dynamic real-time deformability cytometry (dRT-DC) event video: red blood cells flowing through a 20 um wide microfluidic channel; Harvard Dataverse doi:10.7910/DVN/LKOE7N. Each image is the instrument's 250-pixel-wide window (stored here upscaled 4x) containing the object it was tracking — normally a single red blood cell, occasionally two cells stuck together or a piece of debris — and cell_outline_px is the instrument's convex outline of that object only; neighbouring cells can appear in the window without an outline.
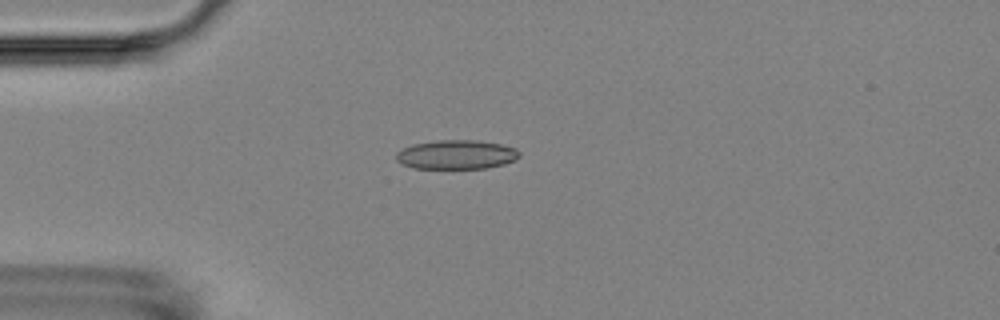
{"species": "Egyptian fruit bat (a non-hibernating species)", "species_latin": "Rousettus aegyptiacus", "temperature_condition": "room temperature", "stored_images_in_passage": 13, "camera_frame_rate_fps": 3000, "um_per_image_px": 0.085, "animal": {"sex": "female"}, "frame": {"image": 1, "passage_image": 3, "time_ms": 2.333, "image_size_px": [1000, 320], "cell_outline_px": [[520, 156], [504, 164], [484, 168], [412, 168], [396, 160], [396, 152], [412, 144], [440, 140], [476, 140], [500, 144], [516, 148], [520, 152]], "centroid_in_image_um": [38.79, 13.13], "position_along_channel_um": 46.2, "area_um2": 20.75}}
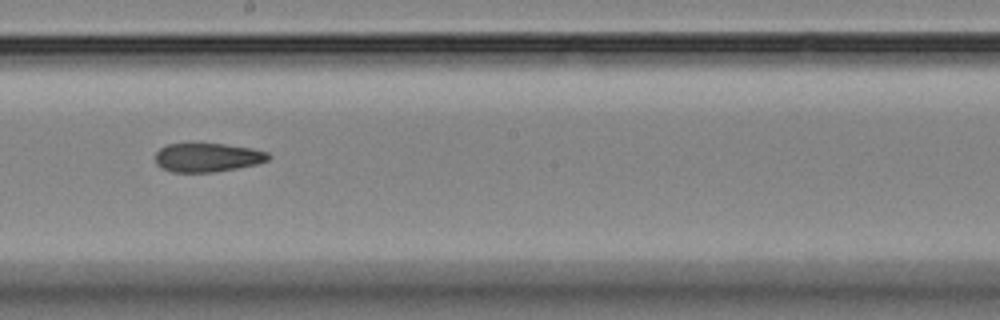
{"frame": {"image": 2, "passage_image": 8, "time_ms": 8.0, "image_size_px": [1000, 320], "cell_outline_px": [[272, 156], [268, 160], [256, 164], [236, 168], [212, 172], [172, 172], [160, 168], [156, 164], [156, 152], [160, 148], [168, 144], [224, 144], [252, 148], [268, 152]], "centroid_in_image_um": [17.63, 13.39], "position_along_channel_um": 230.6, "area_um2": 18.96}}
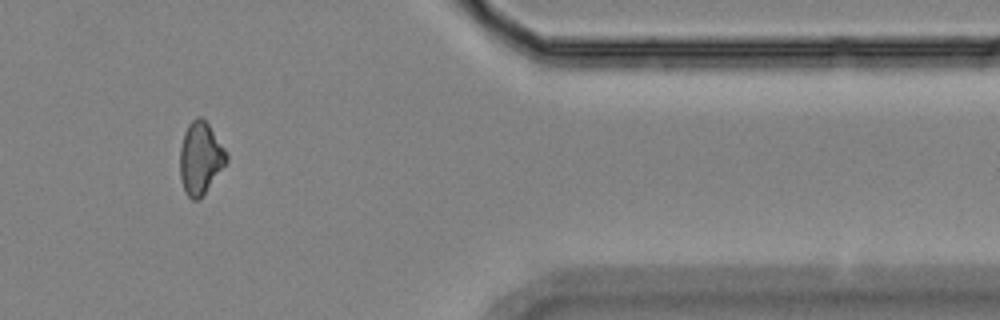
{"frame": {"image": 3, "passage_image": 12, "time_ms": 13.333, "image_size_px": [1000, 320], "cell_outline_px": [[228, 160], [200, 200], [192, 200], [188, 196], [184, 188], [180, 176], [180, 148], [184, 132], [188, 124], [196, 116], [200, 116], [208, 124], [228, 152]], "centroid_in_image_um": [17.04, 13.43], "position_along_channel_um": 394.4, "area_um2": 19.59}, "authors_computed_cell_mechanics": {"area_um2": 19.5942, "velocity_mm_per_s": 3.5326, "shape_relaxation_time_tau1_ms": null, "shape_relaxation_time_tau2_ms": 4.7229, "deformation_change_tau1": null, "deformation_change_tau2": 0.1137}}